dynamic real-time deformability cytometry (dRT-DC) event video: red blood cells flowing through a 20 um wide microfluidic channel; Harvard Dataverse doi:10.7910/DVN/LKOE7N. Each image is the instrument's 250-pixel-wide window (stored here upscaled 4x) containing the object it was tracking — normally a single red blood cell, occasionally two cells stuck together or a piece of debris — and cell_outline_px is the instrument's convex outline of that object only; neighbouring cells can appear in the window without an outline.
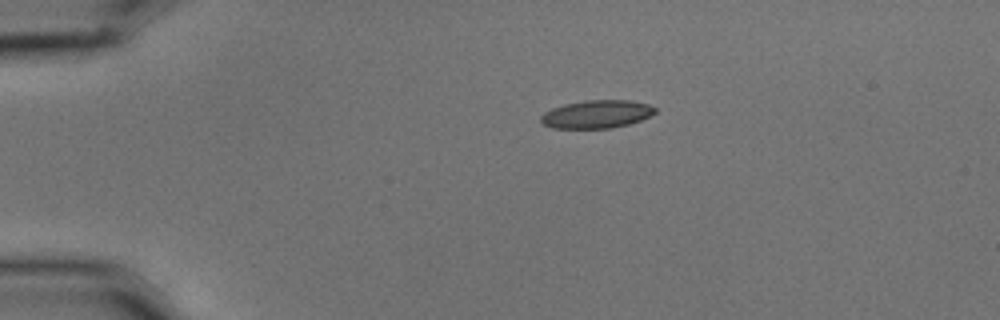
{"species": "common noctule bat (a hibernating species)", "species_latin": "Nyctalus noctula", "temperature_condition": "cold", "stored_images_in_passage": 8, "camera_frame_rate_fps": 3000, "um_per_image_px": 0.085, "animal": {"sex": "male", "body_mass_g": 15.6}, "frame": {"image": 1, "passage_image": 1, "time_ms": 0.0, "image_size_px": [1000, 320], "cell_outline_px": [[656, 112], [652, 116], [628, 124], [612, 128], [552, 128], [544, 124], [540, 120], [540, 116], [544, 112], [552, 108], [564, 104], [584, 100], [628, 100], [648, 104], [656, 108]], "centroid_in_image_um": [50.72, 9.7], "position_along_channel_um": 34.3, "area_um2": 18.73}}
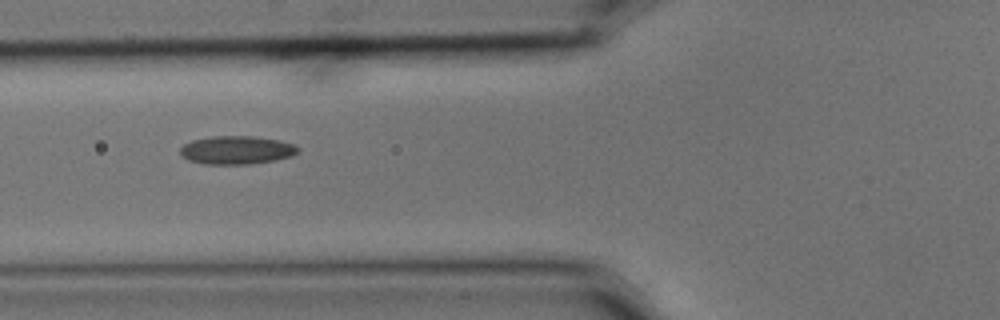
{"frame": {"image": 2, "passage_image": 4, "time_ms": 1.0, "image_size_px": [1000, 320], "cell_outline_px": [[300, 152], [292, 156], [276, 160], [248, 164], [204, 164], [188, 160], [180, 156], [180, 148], [184, 144], [192, 140], [212, 136], [256, 136], [280, 140], [296, 144], [300, 148]], "centroid_in_image_um": [20.15, 12.75], "position_along_channel_um": 105.7, "area_um2": 19.77}}
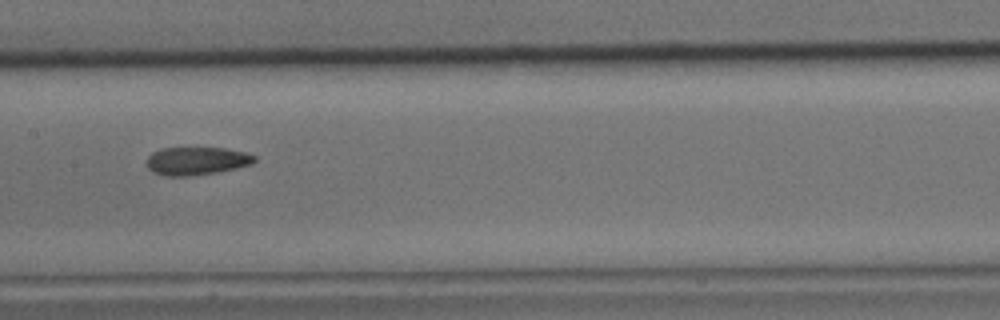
{"frame": {"image": 3, "passage_image": 6, "time_ms": 1.667, "image_size_px": [1000, 320], "cell_outline_px": [[256, 160], [252, 164], [236, 168], [216, 172], [192, 176], [164, 176], [152, 172], [148, 168], [148, 156], [152, 152], [160, 148], [224, 148], [244, 152], [256, 156]], "centroid_in_image_um": [16.7, 13.68], "position_along_channel_um": 190.7, "area_um2": 17.63}}